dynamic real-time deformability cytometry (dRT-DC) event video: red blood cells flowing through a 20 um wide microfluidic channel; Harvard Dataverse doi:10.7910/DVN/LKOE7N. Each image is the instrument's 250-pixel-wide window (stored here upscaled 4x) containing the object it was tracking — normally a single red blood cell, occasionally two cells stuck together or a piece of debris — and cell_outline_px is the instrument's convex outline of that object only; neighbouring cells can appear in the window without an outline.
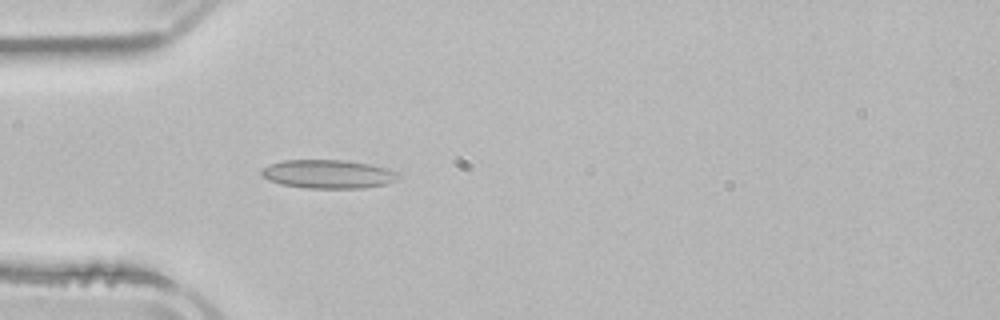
{"species": "common noctule bat (a hibernating species)", "species_latin": "Nyctalus noctula", "temperature_condition": "room temperature", "stored_images_in_passage": 5, "camera_frame_rate_fps": 3000, "um_per_image_px": 0.085, "animal": {"sex": "male", "body_mass_g": 21.5, "forearm_length_mm": 52.0}, "frame": {"image": 1, "passage_image": 5, "time_ms": 4.667, "image_size_px": [1000, 320], "cell_outline_px": [[400, 176], [396, 180], [384, 184], [360, 188], [304, 188], [280, 184], [268, 180], [260, 176], [260, 172], [268, 164], [284, 160], [344, 160], [368, 164], [388, 168], [400, 172]], "centroid_in_image_um": [27.87, 14.79], "position_along_channel_um": 57.1, "area_um2": 22.95}}